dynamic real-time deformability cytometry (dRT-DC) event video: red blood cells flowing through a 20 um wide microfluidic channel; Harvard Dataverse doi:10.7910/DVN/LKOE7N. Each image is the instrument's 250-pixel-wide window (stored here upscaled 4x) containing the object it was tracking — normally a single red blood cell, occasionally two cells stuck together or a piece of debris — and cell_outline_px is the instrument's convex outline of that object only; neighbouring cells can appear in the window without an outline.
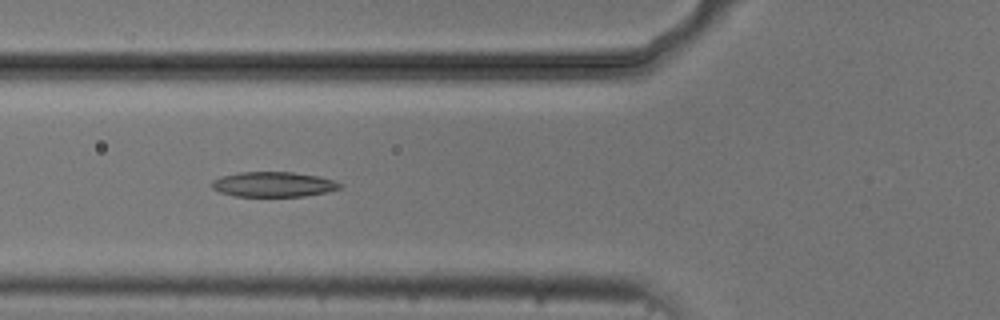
{"species": "common noctule bat (a hibernating species)", "species_latin": "Nyctalus noctula", "temperature_condition": "cold", "stored_images_in_passage": 6, "camera_frame_rate_fps": 3000, "um_per_image_px": 0.085, "animal": {"sex": "male", "body_mass_g": 20.5, "forearm_length_mm": 52.5}, "frame": {"image": 1, "passage_image": 5, "time_ms": 4.667, "image_size_px": [1000, 320], "cell_outline_px": [[344, 184], [340, 188], [328, 192], [304, 196], [232, 196], [220, 192], [212, 188], [212, 180], [220, 176], [240, 172], [292, 172], [320, 176]], "centroid_in_image_um": [23.24, 15.67], "position_along_channel_um": 102.6, "area_um2": 18.79}}
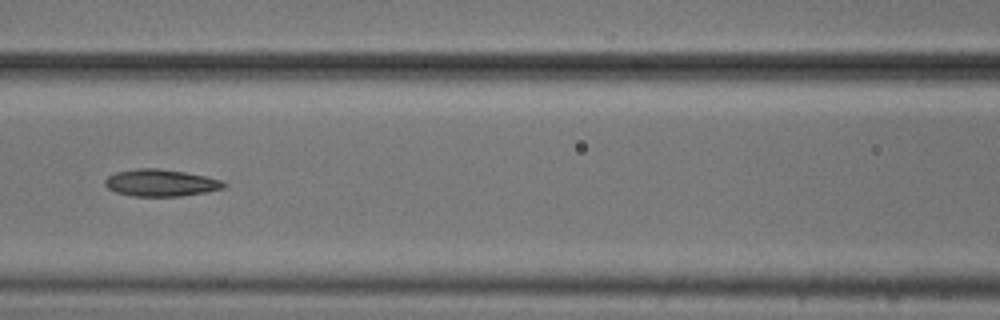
{"frame": {"image": 2, "passage_image": 6, "time_ms": 6.0, "image_size_px": [1000, 320], "cell_outline_px": [[228, 184], [224, 188], [208, 192], [180, 196], [132, 196], [116, 192], [108, 188], [104, 184], [104, 180], [108, 176], [116, 172], [136, 168], [156, 168], [184, 172], [208, 176], [220, 180]], "centroid_in_image_um": [13.68, 15.54], "position_along_channel_um": 152.9, "area_um2": 18.79}}